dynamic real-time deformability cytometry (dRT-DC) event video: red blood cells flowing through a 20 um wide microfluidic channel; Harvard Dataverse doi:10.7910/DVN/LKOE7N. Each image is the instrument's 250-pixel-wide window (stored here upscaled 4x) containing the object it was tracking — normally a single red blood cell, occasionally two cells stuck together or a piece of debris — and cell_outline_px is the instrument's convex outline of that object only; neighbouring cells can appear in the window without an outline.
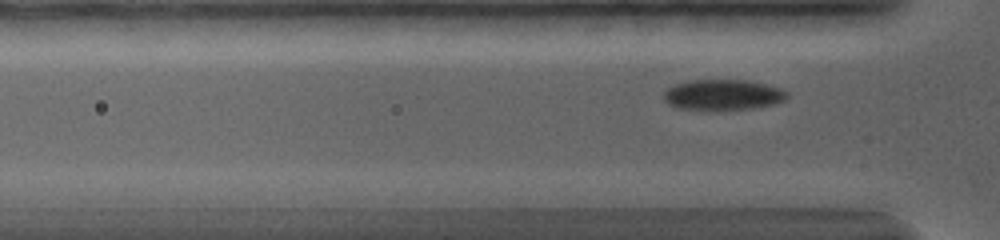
{"species": "common noctule bat (a hibernating species)", "species_latin": "Nyctalus noctula", "temperature_condition": "warm", "stored_images_in_passage": 42, "camera_frame_rate_fps": 5000, "um_per_image_px": 0.085, "animal": {"sex": "female", "body_mass_g": 19.0, "forearm_length_mm": 56.7}, "frame": {"image": 1, "passage_image": 13, "time_ms": 2.6, "image_size_px": [1000, 240], "cell_outline_px": [[784, 100], [760, 108], [716, 112], [676, 108], [668, 100], [668, 92], [676, 84], [688, 80], [748, 80], [780, 88], [784, 92]], "centroid_in_image_um": [61.49, 8.1], "position_along_channel_um": 64.3, "area_um2": 21.91}}
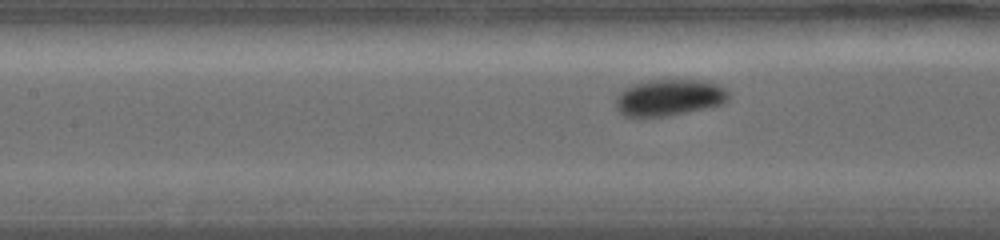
{"frame": {"image": 2, "passage_image": 26, "time_ms": 5.0, "image_size_px": [1000, 240], "cell_outline_px": [[728, 100], [720, 104], [688, 112], [664, 116], [624, 116], [616, 108], [616, 96], [624, 88], [632, 84], [648, 80], [696, 80], [716, 84], [724, 88], [728, 92]], "centroid_in_image_um": [56.83, 8.28], "position_along_channel_um": 150.6, "area_um2": 23.7}}
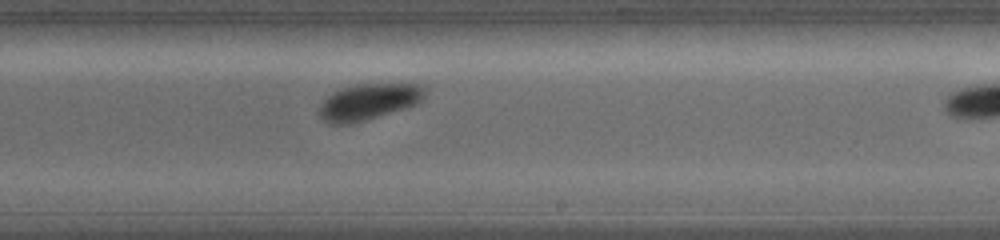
{"frame": {"image": 3, "passage_image": 41, "time_ms": 8.0, "image_size_px": [1000, 240], "cell_outline_px": [[424, 96], [420, 104], [352, 124], [332, 124], [324, 120], [320, 116], [320, 104], [332, 92], [356, 84], [420, 84], [424, 88]], "centroid_in_image_um": [31.36, 8.66], "position_along_channel_um": 257.6, "area_um2": 22.2}}